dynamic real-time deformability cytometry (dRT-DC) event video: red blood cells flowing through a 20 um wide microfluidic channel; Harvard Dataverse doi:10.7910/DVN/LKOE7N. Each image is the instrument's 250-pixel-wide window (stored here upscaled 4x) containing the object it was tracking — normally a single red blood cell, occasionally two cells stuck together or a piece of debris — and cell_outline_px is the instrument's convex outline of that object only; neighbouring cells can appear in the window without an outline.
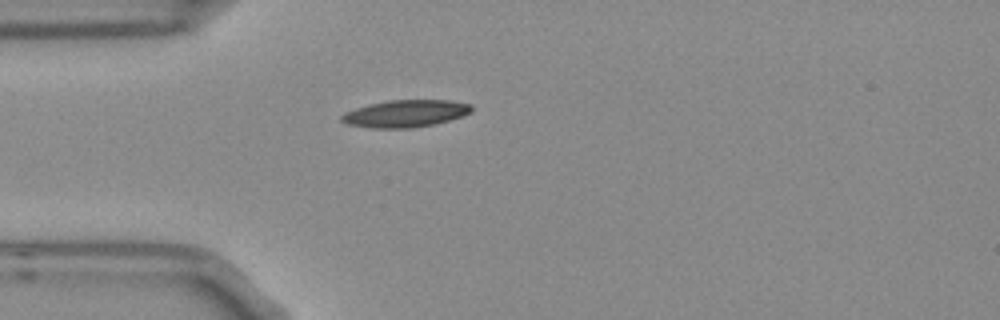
{"species": "Egyptian fruit bat (a non-hibernating species)", "species_latin": "Rousettus aegyptiacus", "temperature_condition": "room temperature", "stored_images_in_passage": 4, "camera_frame_rate_fps": 3000, "um_per_image_px": 0.085, "frame": {"image": 1, "passage_image": 4, "time_ms": 1.0, "image_size_px": [1000, 320], "cell_outline_px": [[472, 112], [464, 116], [432, 124], [412, 128], [372, 128], [348, 124], [340, 120], [340, 116], [344, 112], [368, 104], [388, 100], [448, 100], [472, 104]], "centroid_in_image_um": [34.46, 9.64], "position_along_channel_um": 50.5, "area_um2": 20.63}}